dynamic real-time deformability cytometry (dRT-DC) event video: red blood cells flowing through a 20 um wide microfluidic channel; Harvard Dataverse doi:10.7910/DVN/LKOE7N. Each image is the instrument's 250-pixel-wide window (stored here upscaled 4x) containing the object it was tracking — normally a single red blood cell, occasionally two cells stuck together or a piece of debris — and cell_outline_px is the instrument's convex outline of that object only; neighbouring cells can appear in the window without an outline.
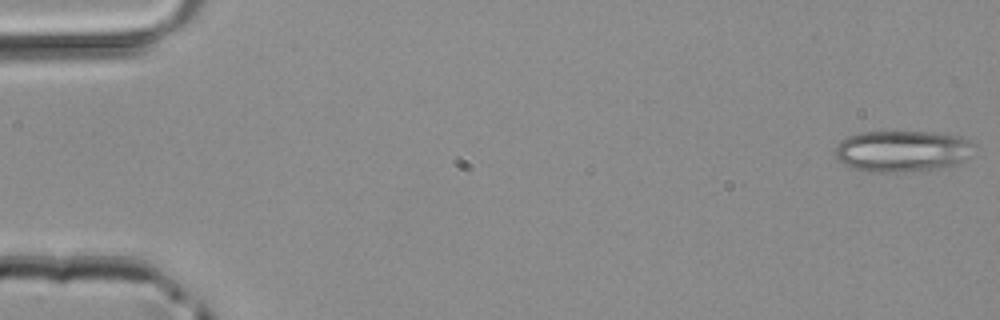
{"species": "common noctule bat (a hibernating species)", "species_latin": "Nyctalus noctula", "temperature_condition": "room temperature", "stored_images_in_passage": 46, "camera_frame_rate_fps": 3000, "um_per_image_px": 0.085, "animal": {"sex": "male", "body_mass_g": 20.4}, "frame": {"image": 1, "passage_image": 1, "time_ms": 0.0, "image_size_px": [1000, 320], "cell_outline_px": [[976, 144], [964, 160], [956, 164], [936, 168], [904, 172], [864, 172], [852, 168], [836, 160], [836, 144], [840, 140], [848, 136], [860, 132], [928, 132], [960, 136]], "centroid_in_image_um": [76.63, 12.85], "position_along_channel_um": 8.4, "area_um2": 33.52}}
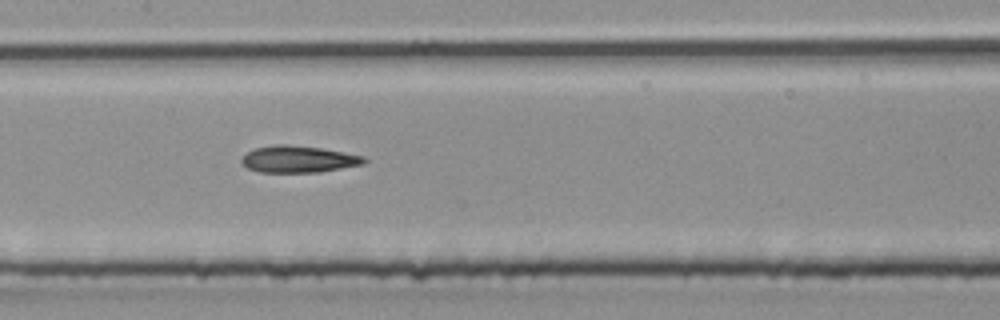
{"frame": {"image": 2, "passage_image": 23, "time_ms": 7.333, "image_size_px": [1000, 320], "cell_outline_px": [[368, 160], [364, 164], [320, 172], [260, 172], [248, 168], [240, 160], [248, 152], [256, 148], [276, 144], [284, 144], [320, 148], [364, 156]], "centroid_in_image_um": [25.39, 13.53], "position_along_channel_um": 182.0, "area_um2": 18.9}}
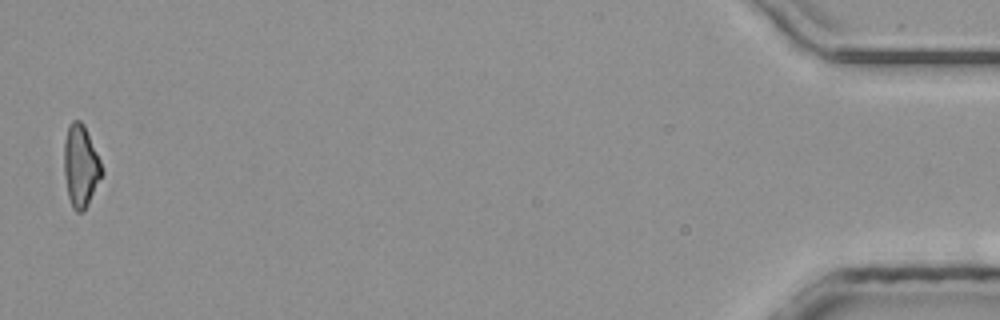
{"frame": {"image": 3, "passage_image": 46, "time_ms": 15.0, "image_size_px": [1000, 320], "cell_outline_px": [[104, 172], [84, 212], [76, 212], [72, 208], [68, 196], [64, 176], [64, 140], [68, 124], [72, 120], [80, 120], [84, 124], [100, 160]], "centroid_in_image_um": [6.85, 14.1], "position_along_channel_um": 428.4, "area_um2": 18.26}}